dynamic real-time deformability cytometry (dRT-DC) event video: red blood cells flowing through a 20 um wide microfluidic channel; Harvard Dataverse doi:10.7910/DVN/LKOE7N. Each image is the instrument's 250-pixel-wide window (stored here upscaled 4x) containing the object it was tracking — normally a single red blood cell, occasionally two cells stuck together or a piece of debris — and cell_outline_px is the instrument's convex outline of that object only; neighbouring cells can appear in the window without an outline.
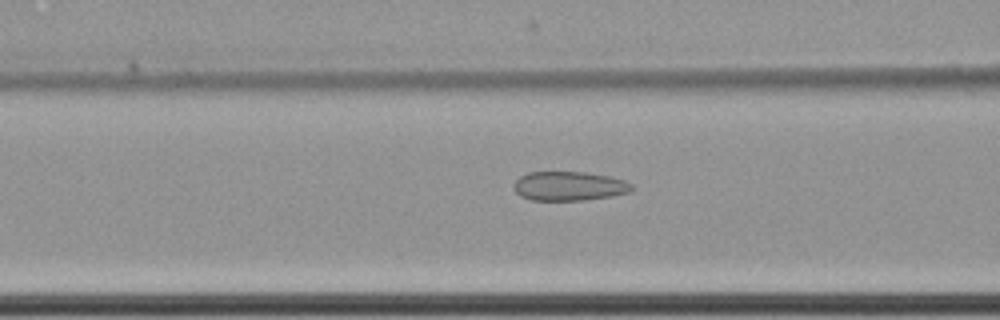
{"species": "common noctule bat (a hibernating species)", "species_latin": "Nyctalus noctula", "temperature_condition": "cold", "stored_images_in_passage": 50, "camera_frame_rate_fps": 3000, "um_per_image_px": 0.085, "animal": {"sex": "female", "body_mass_g": 22.7, "forearm_length_mm": 54.2}, "frame": {"image": 1, "passage_image": 15, "time_ms": 4.667, "image_size_px": [1000, 320], "cell_outline_px": [[636, 188], [632, 192], [612, 196], [584, 200], [532, 200], [520, 196], [512, 188], [512, 184], [520, 176], [528, 172], [584, 172], [608, 176], [624, 180], [632, 184]], "centroid_in_image_um": [48.38, 15.82], "position_along_channel_um": 118.2, "area_um2": 20.29}}
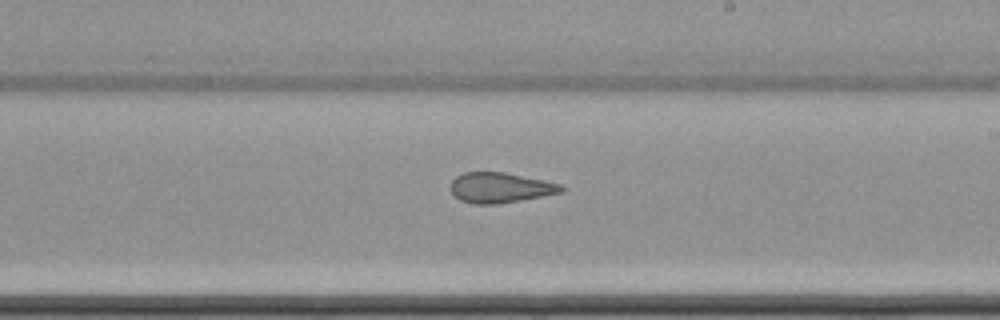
{"frame": {"image": 2, "passage_image": 26, "time_ms": 8.333, "image_size_px": [1000, 320], "cell_outline_px": [[564, 192], [520, 200], [496, 204], [472, 204], [460, 200], [452, 192], [452, 180], [456, 176], [464, 172], [504, 172], [544, 180], [560, 184], [564, 188]], "centroid_in_image_um": [42.52, 15.95], "position_along_channel_um": 246.5, "area_um2": 19.36}}
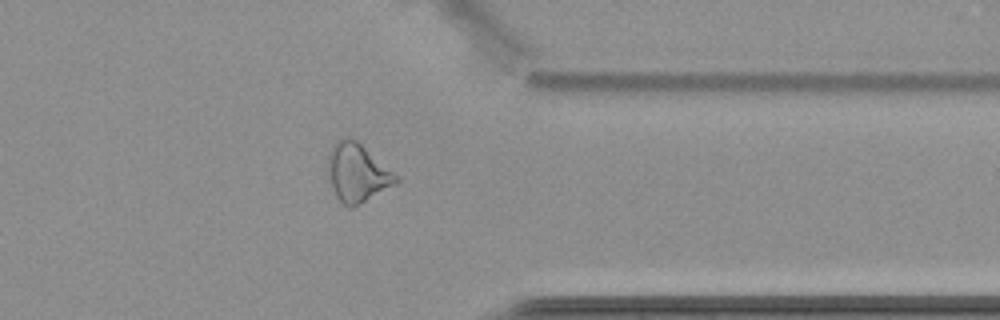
{"frame": {"image": 3, "passage_image": 38, "time_ms": 12.333, "image_size_px": [1000, 320], "cell_outline_px": [[400, 180], [396, 184], [352, 208], [348, 208], [336, 196], [332, 184], [328, 168], [328, 156], [332, 144], [348, 136], [352, 136], [392, 172]], "centroid_in_image_um": [30.35, 14.68], "position_along_channel_um": 381.0, "area_um2": 22.54}, "authors_computed_cell_mechanics": {"area_um2": 22.253, "velocity_mm_per_s": 3.4975, "shape_relaxation_time_tau1_ms": null, "shape_relaxation_time_tau2_ms": 2.8168, "deformation_change_tau1": null, "deformation_change_tau2": 0.0959}}